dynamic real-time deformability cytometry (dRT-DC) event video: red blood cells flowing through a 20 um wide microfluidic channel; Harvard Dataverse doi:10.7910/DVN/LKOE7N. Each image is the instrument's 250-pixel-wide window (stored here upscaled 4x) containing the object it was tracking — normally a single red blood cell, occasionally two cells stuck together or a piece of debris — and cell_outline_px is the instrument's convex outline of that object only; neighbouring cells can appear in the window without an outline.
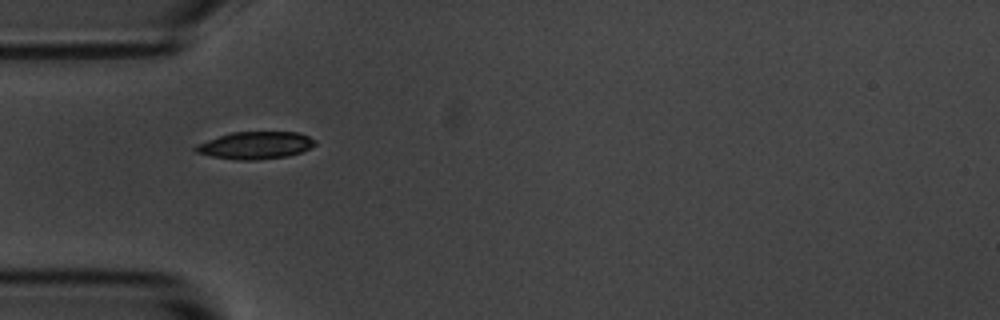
{"species": "common noctule bat (a hibernating species)", "species_latin": "Nyctalus noctula", "temperature_condition": "room temperature", "stored_images_in_passage": 2, "camera_frame_rate_fps": 3000, "um_per_image_px": 0.085, "animal": {"sex": "male", "body_mass_g": 20.1, "forearm_length_mm": 53.5}, "frame": {"image": 1, "passage_image": 1, "time_ms": 0.0, "image_size_px": [1000, 320], "cell_outline_px": [[316, 144], [300, 152], [288, 156], [256, 160], [240, 160], [212, 156], [196, 152], [192, 148], [196, 144], [232, 132], [296, 132], [308, 136], [316, 140]], "centroid_in_image_um": [21.7, 12.35], "position_along_channel_um": 63.3, "area_um2": 18.84}}